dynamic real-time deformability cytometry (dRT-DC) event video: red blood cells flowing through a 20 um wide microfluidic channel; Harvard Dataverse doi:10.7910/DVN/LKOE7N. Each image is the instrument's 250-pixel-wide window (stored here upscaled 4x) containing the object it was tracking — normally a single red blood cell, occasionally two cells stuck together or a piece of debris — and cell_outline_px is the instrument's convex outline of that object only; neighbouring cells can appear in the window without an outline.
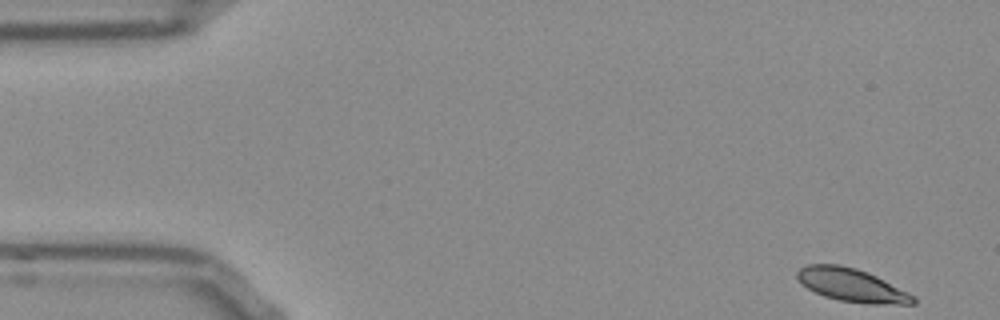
{"species": "Egyptian fruit bat (a non-hibernating species)", "species_latin": "Rousettus aegyptiacus", "temperature_condition": "room temperature", "stored_images_in_passage": 52, "camera_frame_rate_fps": 3000, "um_per_image_px": 0.085, "frame": {"image": 1, "passage_image": 1, "time_ms": 0.0, "image_size_px": [1000, 320], "cell_outline_px": [[916, 304], [864, 304], [840, 300], [824, 296], [800, 284], [796, 276], [796, 272], [800, 268], [808, 264], [840, 264], [856, 268], [876, 276], [916, 296]], "centroid_in_image_um": [72.39, 24.24], "position_along_channel_um": 12.6, "area_um2": 22.48}}
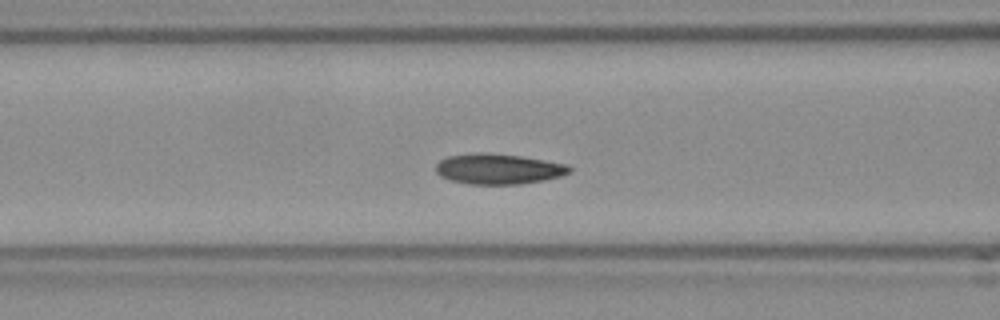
{"frame": {"image": 2, "passage_image": 19, "time_ms": 6.0, "image_size_px": [1000, 320], "cell_outline_px": [[572, 172], [560, 176], [544, 180], [520, 184], [468, 184], [452, 180], [440, 176], [436, 172], [436, 164], [440, 160], [448, 156], [476, 152], [480, 152], [520, 156], [568, 164], [572, 168]], "centroid_in_image_um": [42.37, 14.36], "position_along_channel_um": 124.2, "area_um2": 23.7}}
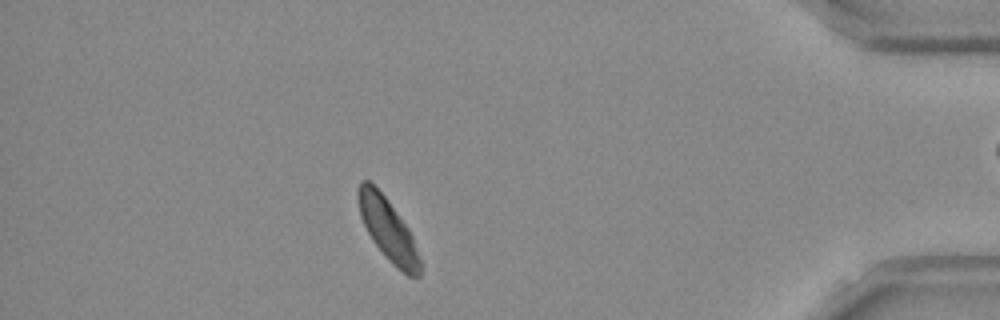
{"frame": {"image": 3, "passage_image": 45, "time_ms": 14.667, "image_size_px": [1000, 320], "cell_outline_px": [[420, 276], [408, 276], [396, 268], [388, 260], [372, 240], [360, 216], [356, 196], [356, 192], [360, 180], [368, 180], [384, 196], [408, 228], [412, 236], [420, 260]], "centroid_in_image_um": [32.94, 19.5], "position_along_channel_um": 402.3, "area_um2": 22.08}, "authors_computed_cell_mechanics": {"area_um2": 22.9466, "velocity_mm_per_s": 3.76, "shape_relaxation_time_tau1_ms": 8.4573, "shape_relaxation_time_tau2_ms": 6.5381, "deformation_change_tau1": 0.1624, "deformation_change_tau2": 0.0892}}